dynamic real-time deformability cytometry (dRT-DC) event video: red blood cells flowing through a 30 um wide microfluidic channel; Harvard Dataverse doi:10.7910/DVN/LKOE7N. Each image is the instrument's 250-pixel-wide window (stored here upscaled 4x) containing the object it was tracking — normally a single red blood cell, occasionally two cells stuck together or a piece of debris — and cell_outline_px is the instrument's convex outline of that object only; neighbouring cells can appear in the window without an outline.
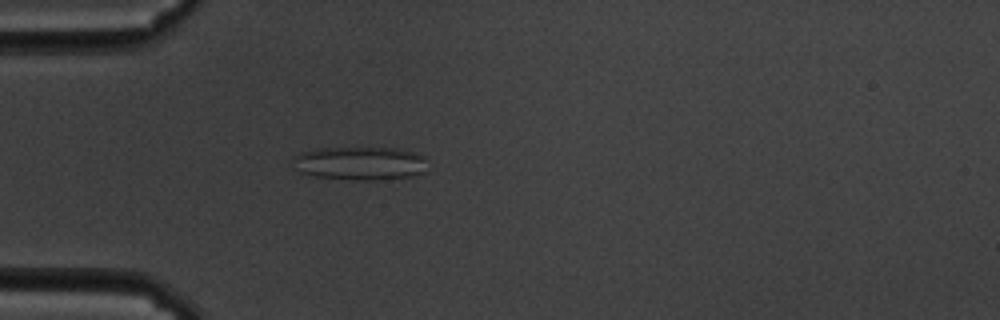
{"species": "common noctule bat (a hibernating species)", "species_latin": "Nyctalus noctula", "temperature_condition": "cold", "stored_images_in_passage": 45, "camera_frame_rate_fps": 3000, "um_per_image_px": 0.085, "animal": {"sex": "male", "body_mass_g": 19.5, "forearm_length_mm": 54.6}, "frame": {"image": 1, "passage_image": 3, "time_ms": 0.667, "image_size_px": [1000, 320], "cell_outline_px": [[424, 172], [412, 176], [368, 180], [356, 180], [316, 176], [300, 172], [292, 160], [300, 152], [320, 148], [396, 148], [412, 152], [424, 156]], "centroid_in_image_um": [30.58, 13.87], "position_along_channel_um": 54.4, "area_um2": 25.78}}
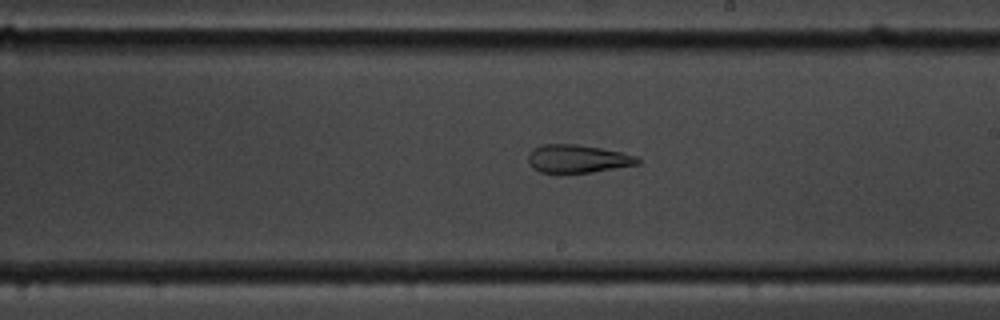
{"frame": {"image": 2, "passage_image": 20, "time_ms": 6.333, "image_size_px": [1000, 320], "cell_outline_px": [[640, 164], [592, 172], [540, 172], [532, 168], [528, 160], [528, 152], [532, 148], [540, 144], [576, 144], [600, 148], [620, 152], [636, 156], [640, 160]], "centroid_in_image_um": [49.06, 13.48], "position_along_channel_um": 239.9, "area_um2": 17.86}}
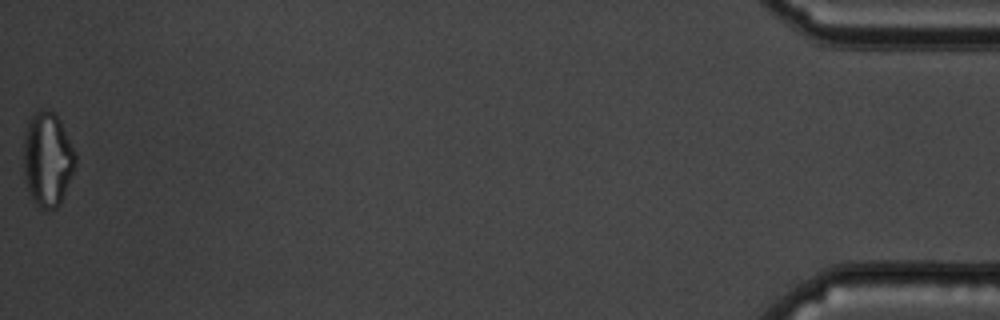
{"frame": {"image": 3, "passage_image": 45, "time_ms": 14.667, "image_size_px": [1000, 320], "cell_outline_px": [[76, 164], [60, 204], [56, 208], [48, 212], [40, 208], [28, 192], [24, 176], [24, 132], [28, 120], [40, 108], [44, 108], [52, 112], [60, 120], [76, 152]], "centroid_in_image_um": [4.04, 13.54], "position_along_channel_um": 431.2, "area_um2": 28.73}, "authors_computed_cell_mechanics": {"area_um2": 21.7906, "velocity_mm_per_s": 3.4132, "shape_relaxation_time_tau1_ms": null, "shape_relaxation_time_tau2_ms": 3.2029, "deformation_change_tau1": null, "deformation_change_tau2": 0.1176}}